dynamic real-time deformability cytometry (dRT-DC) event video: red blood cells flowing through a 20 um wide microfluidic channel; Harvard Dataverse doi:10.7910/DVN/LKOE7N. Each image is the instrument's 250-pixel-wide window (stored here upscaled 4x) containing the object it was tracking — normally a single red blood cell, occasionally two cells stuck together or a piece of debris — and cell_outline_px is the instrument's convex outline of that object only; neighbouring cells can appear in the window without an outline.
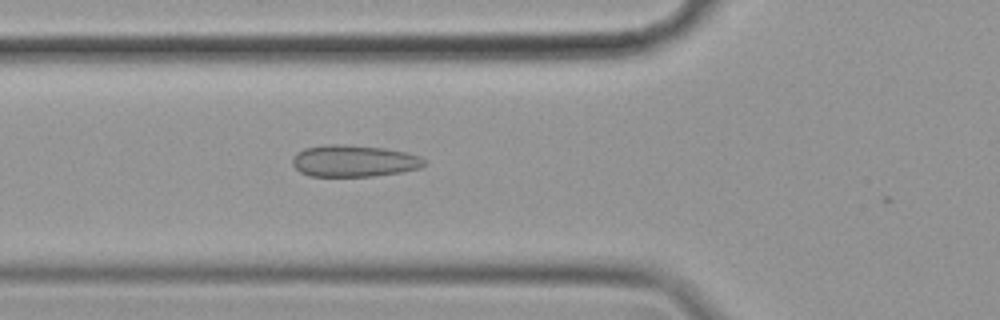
{"species": "common noctule bat (a hibernating species)", "species_latin": "Nyctalus noctula", "temperature_condition": "cold", "stored_images_in_passage": 5, "camera_frame_rate_fps": 3000, "um_per_image_px": 0.085, "animal": {"sex": "female", "body_mass_g": 19.9}, "frame": {"image": 1, "passage_image": 4, "time_ms": 1.0, "image_size_px": [1000, 320], "cell_outline_px": [[428, 160], [420, 168], [400, 172], [372, 176], [308, 176], [300, 172], [292, 164], [292, 156], [296, 152], [304, 148], [324, 144], [344, 144], [384, 148], [408, 152], [420, 156]], "centroid_in_image_um": [30.07, 13.67], "position_along_channel_um": 95.7, "area_um2": 24.68}}